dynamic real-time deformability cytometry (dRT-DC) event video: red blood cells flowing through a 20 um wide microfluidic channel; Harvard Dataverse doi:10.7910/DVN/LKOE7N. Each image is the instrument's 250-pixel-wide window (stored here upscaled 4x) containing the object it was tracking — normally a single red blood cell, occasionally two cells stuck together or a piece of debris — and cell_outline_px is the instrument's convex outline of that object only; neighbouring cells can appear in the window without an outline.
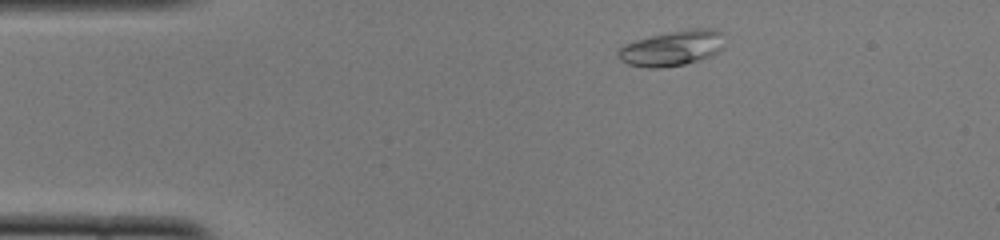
{"species": "common noctule bat (a hibernating species)", "species_latin": "Nyctalus noctula", "temperature_condition": "cold", "stored_images_in_passage": 45, "camera_frame_rate_fps": 3000, "um_per_image_px": 0.085, "animal": {"sex": "female", "body_mass_g": 22.0, "forearm_length_mm": 56.7}, "frame": {"image": 1, "passage_image": 4, "time_ms": 1.0, "image_size_px": [1000, 240], "cell_outline_px": [[724, 48], [712, 56], [700, 60], [684, 64], [660, 68], [648, 68], [628, 64], [620, 60], [616, 56], [616, 52], [624, 44], [636, 40], [668, 32], [688, 28], [716, 28], [724, 32]], "centroid_in_image_um": [57.19, 4.08], "position_along_channel_um": 27.8, "area_um2": 22.37}}
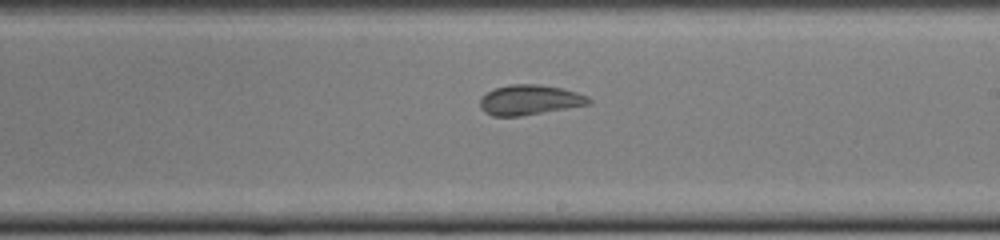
{"frame": {"image": 2, "passage_image": 24, "time_ms": 7.667, "image_size_px": [1000, 240], "cell_outline_px": [[592, 104], [520, 116], [492, 116], [484, 112], [480, 108], [480, 96], [496, 88], [512, 84], [540, 84], [564, 88], [588, 96], [592, 100]], "centroid_in_image_um": [45.04, 8.49], "position_along_channel_um": 244.0, "area_um2": 19.19}}
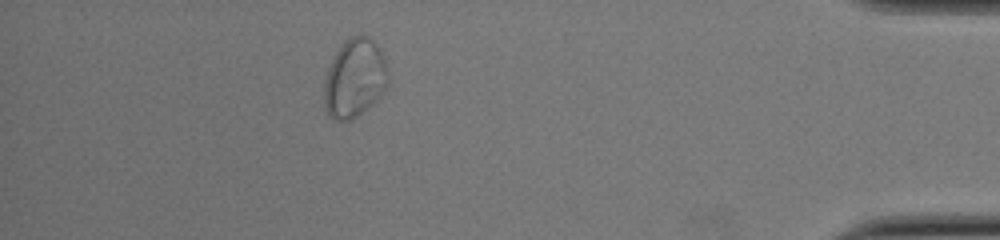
{"frame": {"image": 3, "passage_image": 40, "time_ms": 13.0, "image_size_px": [1000, 240], "cell_outline_px": [[388, 84], [384, 92], [372, 104], [356, 116], [348, 120], [336, 120], [328, 116], [324, 104], [324, 80], [328, 68], [340, 44], [344, 40], [352, 36], [368, 36], [380, 48], [388, 72]], "centroid_in_image_um": [30.13, 6.65], "position_along_channel_um": 405.1, "area_um2": 29.3}, "authors_computed_cell_mechanics": {"area_um2": 20.9814, "velocity_mm_per_s": 3.9193, "shape_relaxation_time_tau1_ms": null, "shape_relaxation_time_tau2_ms": 1.3933, "deformation_change_tau1": null, "deformation_change_tau2": 0.076}}